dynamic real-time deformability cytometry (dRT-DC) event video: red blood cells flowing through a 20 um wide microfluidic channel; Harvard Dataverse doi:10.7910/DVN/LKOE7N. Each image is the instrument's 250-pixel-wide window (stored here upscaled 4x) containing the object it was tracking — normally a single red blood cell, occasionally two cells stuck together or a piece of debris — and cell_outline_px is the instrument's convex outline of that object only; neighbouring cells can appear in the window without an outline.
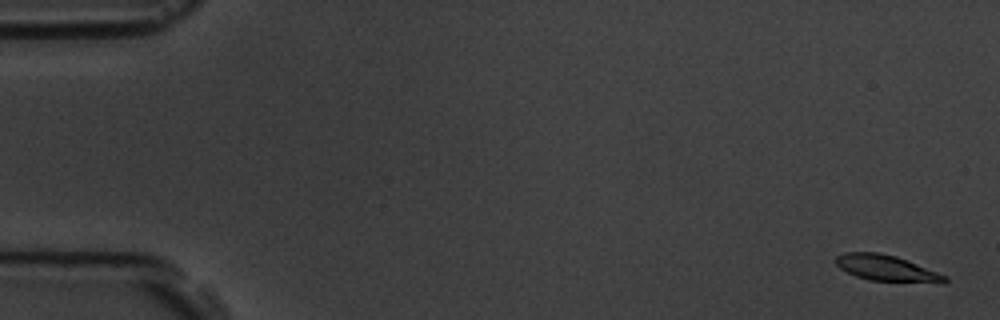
{"species": "common noctule bat (a hibernating species)", "species_latin": "Nyctalus noctula", "temperature_condition": "room temperature", "stored_images_in_passage": 7, "camera_frame_rate_fps": 3000, "um_per_image_px": 0.085, "animal": {"sex": "male", "body_mass_g": 19.5, "forearm_length_mm": 54.6}, "frame": {"image": 1, "passage_image": 1, "time_ms": 0.0, "image_size_px": [1000, 320], "cell_outline_px": [[948, 280], [944, 284], [940, 284], [868, 280], [856, 276], [840, 268], [836, 264], [836, 256], [844, 252], [880, 252], [896, 256], [948, 276]], "centroid_in_image_um": [75.41, 22.81], "position_along_channel_um": 9.6, "area_um2": 16.76}}
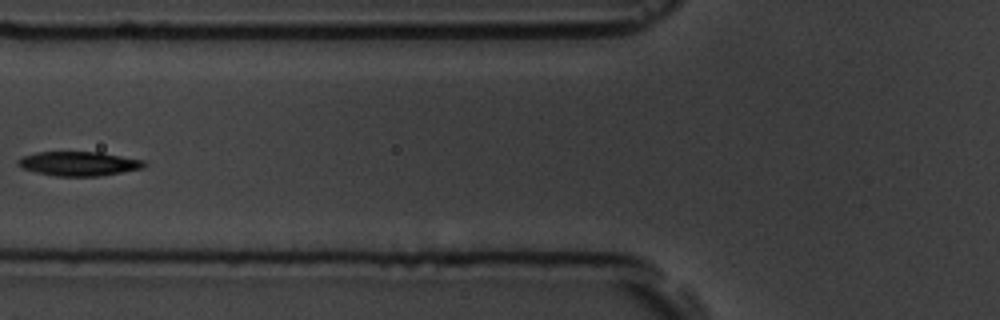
{"frame": {"image": 2, "passage_image": 7, "time_ms": 7.0, "image_size_px": [1000, 320], "cell_outline_px": [[148, 164], [144, 168], [100, 176], [56, 176], [36, 172], [20, 168], [16, 164], [16, 160], [24, 156], [36, 152], [100, 152], [144, 160]], "centroid_in_image_um": [6.69, 13.91], "position_along_channel_um": 119.1, "area_um2": 17.98}}